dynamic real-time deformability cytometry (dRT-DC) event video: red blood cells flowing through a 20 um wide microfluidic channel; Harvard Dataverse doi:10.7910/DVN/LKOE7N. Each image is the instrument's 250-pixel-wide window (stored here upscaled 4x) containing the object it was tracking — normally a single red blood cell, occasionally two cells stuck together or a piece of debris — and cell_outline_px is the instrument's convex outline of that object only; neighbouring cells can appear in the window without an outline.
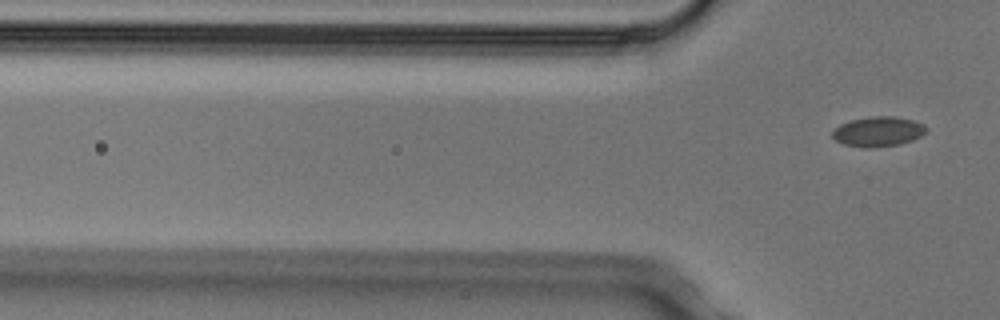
{"species": "Egyptian fruit bat (a non-hibernating species)", "species_latin": "Rousettus aegyptiacus", "temperature_condition": "cold", "stored_images_in_passage": 4, "camera_frame_rate_fps": 3000, "um_per_image_px": 0.085, "animal": {"sex": "male"}, "frame": {"image": 1, "passage_image": 4, "time_ms": 1.0, "image_size_px": [1000, 320], "cell_outline_px": [[928, 128], [920, 136], [912, 140], [900, 144], [868, 148], [844, 144], [836, 140], [832, 136], [832, 132], [840, 124], [852, 120], [872, 116], [892, 116], [912, 120], [924, 124]], "centroid_in_image_um": [74.65, 11.18], "position_along_channel_um": 51.2, "area_um2": 16.13}}